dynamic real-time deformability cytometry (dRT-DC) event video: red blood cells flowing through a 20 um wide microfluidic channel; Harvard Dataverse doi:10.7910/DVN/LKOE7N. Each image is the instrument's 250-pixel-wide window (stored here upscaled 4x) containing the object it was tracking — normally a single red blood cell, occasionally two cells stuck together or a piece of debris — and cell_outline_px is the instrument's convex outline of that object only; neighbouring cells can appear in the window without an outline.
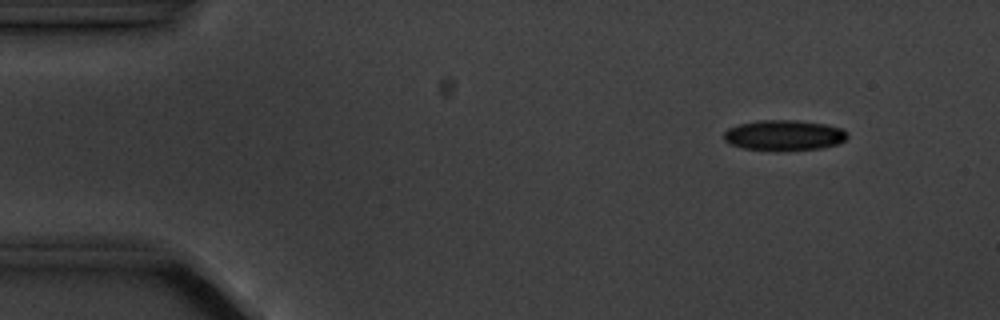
{"species": "common noctule bat (a hibernating species)", "species_latin": "Nyctalus noctula", "temperature_condition": "cold", "stored_images_in_passage": 5, "camera_frame_rate_fps": 3000, "um_per_image_px": 0.085, "animal": {"sex": "male", "body_mass_g": 20.1, "forearm_length_mm": 53.5}, "frame": {"image": 1, "passage_image": 2, "time_ms": 1.333, "image_size_px": [1000, 320], "cell_outline_px": [[848, 136], [840, 144], [824, 148], [784, 152], [776, 152], [744, 148], [732, 144], [724, 140], [724, 132], [728, 128], [740, 124], [756, 120], [796, 120], [824, 124], [840, 128], [848, 132]], "centroid_in_image_um": [66.67, 11.52], "position_along_channel_um": 18.3, "area_um2": 22.43}}
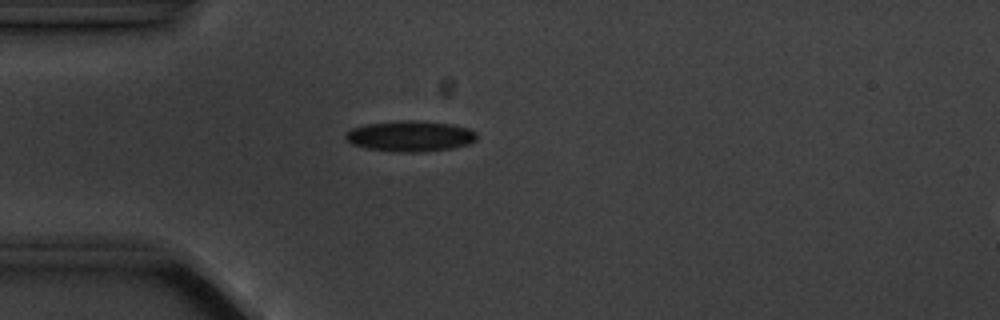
{"frame": {"image": 2, "passage_image": 4, "time_ms": 4.333, "image_size_px": [1000, 320], "cell_outline_px": [[476, 140], [468, 144], [452, 148], [424, 152], [400, 152], [368, 148], [352, 144], [344, 136], [352, 128], [368, 124], [400, 120], [412, 120], [452, 124], [468, 128], [476, 132]], "centroid_in_image_um": [34.9, 11.57], "position_along_channel_um": 50.1, "area_um2": 23.29}}